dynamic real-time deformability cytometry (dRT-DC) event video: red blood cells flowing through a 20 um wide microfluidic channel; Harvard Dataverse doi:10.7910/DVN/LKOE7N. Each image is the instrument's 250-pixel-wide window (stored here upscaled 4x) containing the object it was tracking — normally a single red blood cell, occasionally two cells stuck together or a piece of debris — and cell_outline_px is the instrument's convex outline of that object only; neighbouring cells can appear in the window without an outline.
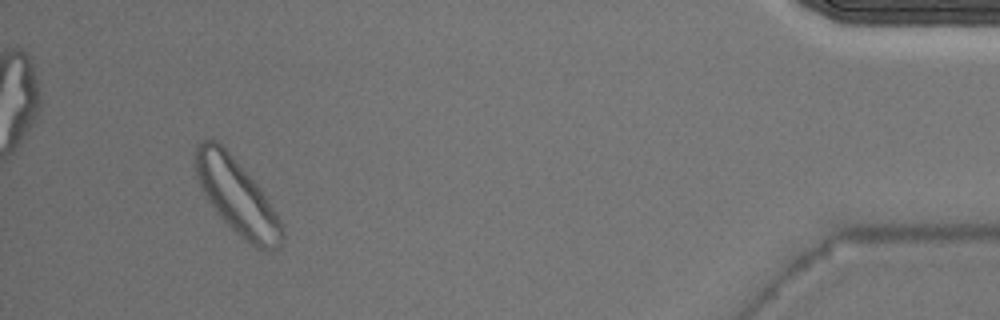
{"species": "Egyptian fruit bat (a non-hibernating species)", "species_latin": "Rousettus aegyptiacus", "temperature_condition": "warm", "stored_images_in_passage": 39, "segment_of_instrument_passage": [2, 2], "camera_frame_rate_fps": 3000, "um_per_image_px": 0.085, "animal": {"sex": "male"}, "frame": {"image": 1, "passage_image": 36, "time_ms": 11.667, "image_size_px": [1000, 320], "cell_outline_px": [[284, 240], [280, 248], [268, 252], [256, 248], [232, 228], [220, 216], [204, 192], [196, 176], [192, 164], [192, 152], [196, 144], [204, 140], [216, 140], [228, 152], [264, 192], [284, 224]], "centroid_in_image_um": [20.16, 16.71], "position_along_channel_um": 415.0, "area_um2": 37.97}}